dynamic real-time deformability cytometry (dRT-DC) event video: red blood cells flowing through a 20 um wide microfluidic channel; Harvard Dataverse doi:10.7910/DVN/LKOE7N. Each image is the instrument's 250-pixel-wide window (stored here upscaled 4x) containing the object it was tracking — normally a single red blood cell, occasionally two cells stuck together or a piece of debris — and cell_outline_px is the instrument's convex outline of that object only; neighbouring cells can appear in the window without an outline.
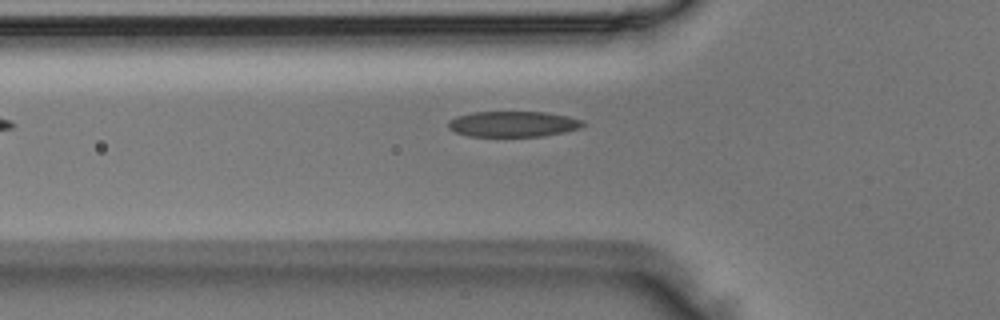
{"species": "Egyptian fruit bat (a non-hibernating species)", "species_latin": "Rousettus aegyptiacus", "temperature_condition": "room temperature", "stored_images_in_passage": 4, "camera_frame_rate_fps": 3000, "um_per_image_px": 0.085, "animal": {"sex": "male"}, "frame": {"image": 1, "passage_image": 4, "time_ms": 1.0, "image_size_px": [1000, 320], "cell_outline_px": [[584, 124], [580, 128], [564, 132], [544, 136], [468, 136], [456, 132], [448, 128], [448, 120], [456, 116], [472, 112], [544, 112], [568, 116], [584, 120]], "centroid_in_image_um": [43.6, 10.54], "position_along_channel_um": 82.2, "area_um2": 20.17}}